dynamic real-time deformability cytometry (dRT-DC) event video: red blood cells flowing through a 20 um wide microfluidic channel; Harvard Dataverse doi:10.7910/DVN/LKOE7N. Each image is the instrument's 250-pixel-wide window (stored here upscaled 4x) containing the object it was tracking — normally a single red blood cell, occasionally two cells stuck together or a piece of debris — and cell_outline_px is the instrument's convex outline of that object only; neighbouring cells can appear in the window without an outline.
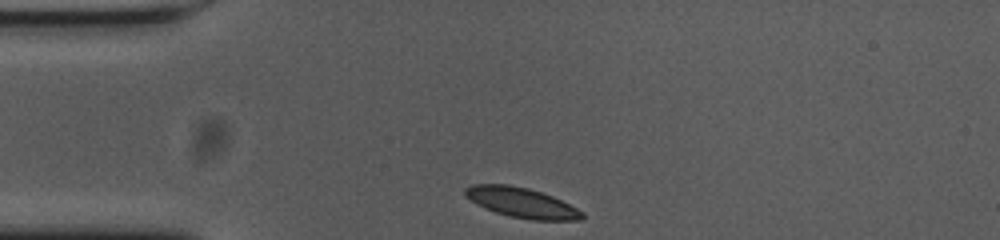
{"species": "common noctule bat (a hibernating species)", "species_latin": "Nyctalus noctula", "temperature_condition": "cold", "stored_images_in_passage": 33, "camera_frame_rate_fps": 3000, "um_per_image_px": 0.085, "animal": {"sex": "female", "body_mass_g": 23.0, "forearm_length_mm": 53.4}, "frame": {"image": 1, "passage_image": 1, "time_ms": 0.0, "image_size_px": [1000, 240], "cell_outline_px": [[584, 216], [580, 220], [532, 220], [512, 216], [496, 212], [484, 208], [476, 204], [464, 196], [464, 188], [472, 184], [508, 184], [528, 188], [552, 196], [584, 212]], "centroid_in_image_um": [44.3, 17.21], "position_along_channel_um": 40.7, "area_um2": 20.35}}
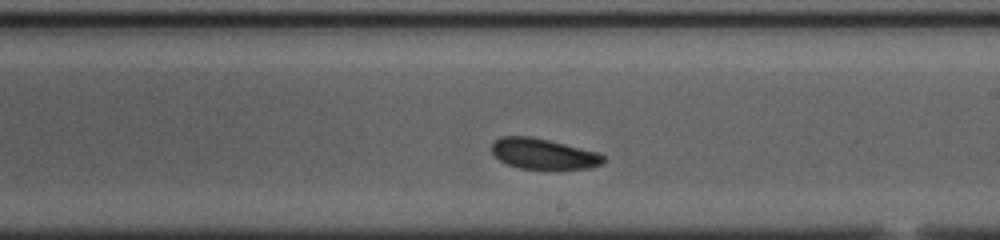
{"frame": {"image": 2, "passage_image": 20, "time_ms": 6.333, "image_size_px": [1000, 240], "cell_outline_px": [[604, 160], [600, 164], [592, 168], [520, 168], [508, 164], [500, 160], [492, 152], [492, 144], [500, 136], [528, 136], [548, 140], [596, 152], [604, 156]], "centroid_in_image_um": [46.15, 13.06], "position_along_channel_um": 242.8, "area_um2": 19.36}}
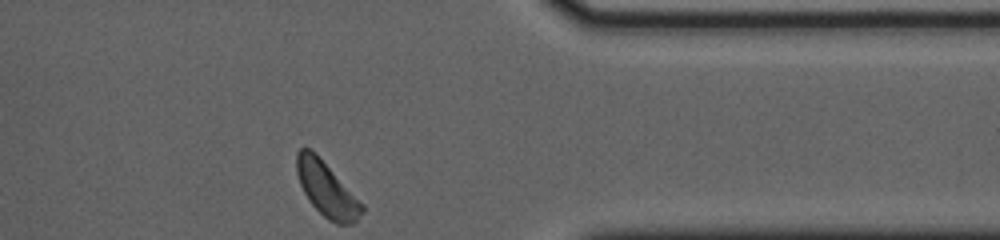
{"frame": {"image": 3, "passage_image": 33, "time_ms": 10.667, "image_size_px": [1000, 240], "cell_outline_px": [[364, 212], [352, 224], [336, 224], [328, 220], [308, 200], [300, 184], [296, 172], [296, 152], [300, 148], [308, 148], [316, 152], [364, 204]], "centroid_in_image_um": [27.78, 16.07], "position_along_channel_um": 383.6, "area_um2": 20.92}, "authors_computed_cell_mechanics": {"area_um2": 20.6346, "velocity_mm_per_s": 3.5986, "shape_relaxation_time_tau1_ms": 2.5057, "shape_relaxation_time_tau2_ms": 3.4577, "deformation_change_tau1": 0.0582, "deformation_change_tau2": 0.0751}}